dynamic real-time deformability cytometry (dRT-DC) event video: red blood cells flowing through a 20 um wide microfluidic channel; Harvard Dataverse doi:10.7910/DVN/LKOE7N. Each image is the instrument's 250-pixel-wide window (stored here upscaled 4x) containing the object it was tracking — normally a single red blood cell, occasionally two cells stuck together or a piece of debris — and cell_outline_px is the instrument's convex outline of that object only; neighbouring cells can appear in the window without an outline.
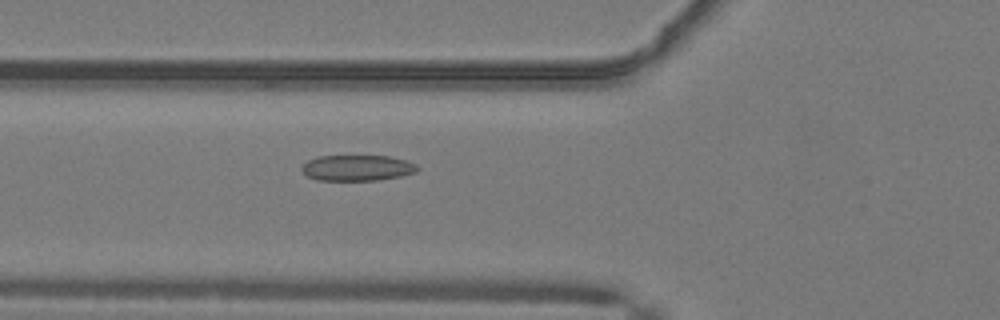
{"species": "common noctule bat (a hibernating species)", "species_latin": "Nyctalus noctula", "temperature_condition": "warm", "stored_images_in_passage": 51, "camera_frame_rate_fps": 3000, "um_per_image_px": 0.085, "animal": {"sex": "male", "body_mass_g": 19.2, "forearm_length_mm": 51.8}, "frame": {"image": 1, "passage_image": 20, "time_ms": 6.333, "image_size_px": [1000, 320], "cell_outline_px": [[420, 168], [416, 172], [400, 176], [380, 180], [316, 180], [308, 176], [300, 168], [308, 160], [320, 156], [388, 156], [404, 160], [416, 164]], "centroid_in_image_um": [30.37, 14.27], "position_along_channel_um": 95.4, "area_um2": 17.28}}
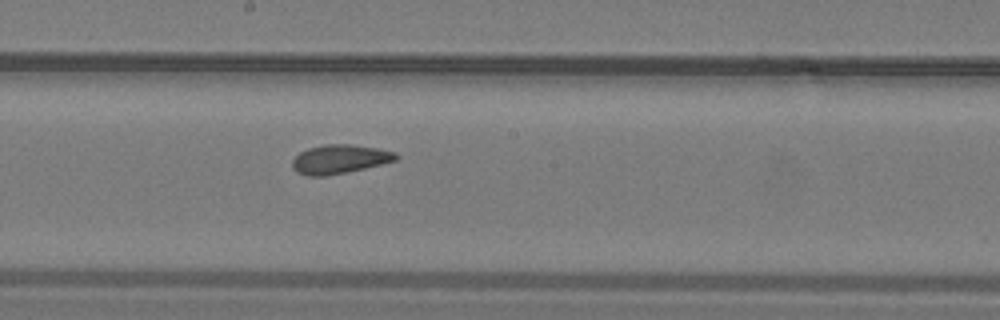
{"frame": {"image": 2, "passage_image": 29, "time_ms": 9.333, "image_size_px": [1000, 320], "cell_outline_px": [[400, 156], [396, 160], [364, 168], [324, 176], [308, 176], [296, 172], [292, 168], [292, 160], [300, 152], [308, 148], [324, 144], [348, 144], [376, 148], [396, 152]], "centroid_in_image_um": [28.84, 13.52], "position_along_channel_um": 219.4, "area_um2": 17.34}}
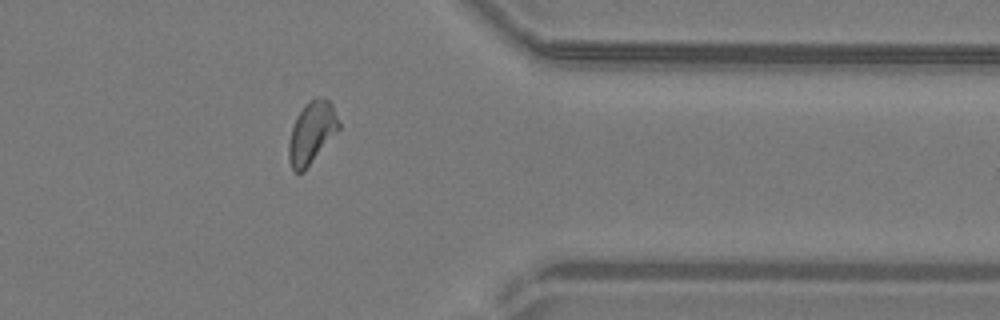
{"frame": {"image": 3, "passage_image": 42, "time_ms": 13.667, "image_size_px": [1000, 320], "cell_outline_px": [[340, 128], [304, 172], [292, 172], [288, 160], [288, 144], [292, 128], [296, 116], [308, 100], [328, 100], [332, 104], [340, 124]], "centroid_in_image_um": [26.46, 11.33], "position_along_channel_um": 384.9, "area_um2": 17.92}, "authors_computed_cell_mechanics": {"area_um2": 17.8602, "velocity_mm_per_s": 4.1037, "shape_relaxation_time_tau1_ms": null, "shape_relaxation_time_tau2_ms": 2.5607, "deformation_change_tau1": null, "deformation_change_tau2": 0.0902}}